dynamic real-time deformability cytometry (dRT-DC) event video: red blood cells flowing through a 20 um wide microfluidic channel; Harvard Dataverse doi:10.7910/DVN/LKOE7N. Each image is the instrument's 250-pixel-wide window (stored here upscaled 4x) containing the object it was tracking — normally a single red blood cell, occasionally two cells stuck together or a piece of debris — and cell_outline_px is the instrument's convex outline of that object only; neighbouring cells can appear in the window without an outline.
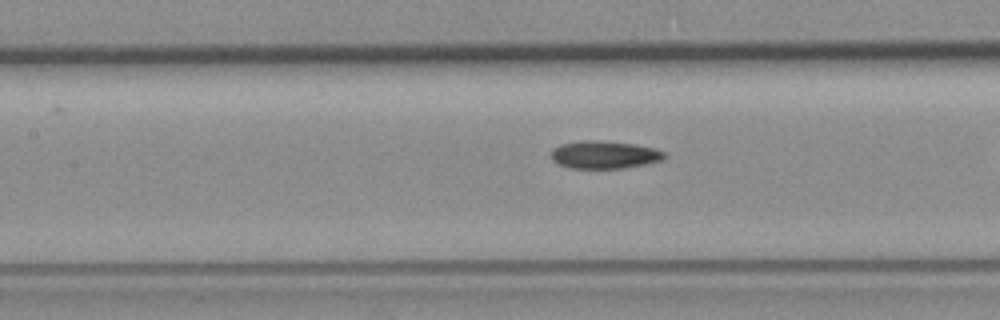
{"species": "common noctule bat (a hibernating species)", "species_latin": "Nyctalus noctula", "temperature_condition": "room temperature", "stored_images_in_passage": 23, "camera_frame_rate_fps": 3000, "um_per_image_px": 0.085, "animal": {"sex": "female", "body_mass_g": 19.3, "forearm_length_mm": 54.1}, "frame": {"image": 1, "passage_image": 14, "time_ms": 4.333, "image_size_px": [1000, 320], "cell_outline_px": [[664, 160], [624, 168], [572, 168], [560, 164], [552, 160], [552, 148], [560, 144], [580, 140], [592, 140], [632, 144], [652, 148], [664, 152]], "centroid_in_image_um": [51.33, 13.15], "position_along_channel_um": 156.1, "area_um2": 18.03}}